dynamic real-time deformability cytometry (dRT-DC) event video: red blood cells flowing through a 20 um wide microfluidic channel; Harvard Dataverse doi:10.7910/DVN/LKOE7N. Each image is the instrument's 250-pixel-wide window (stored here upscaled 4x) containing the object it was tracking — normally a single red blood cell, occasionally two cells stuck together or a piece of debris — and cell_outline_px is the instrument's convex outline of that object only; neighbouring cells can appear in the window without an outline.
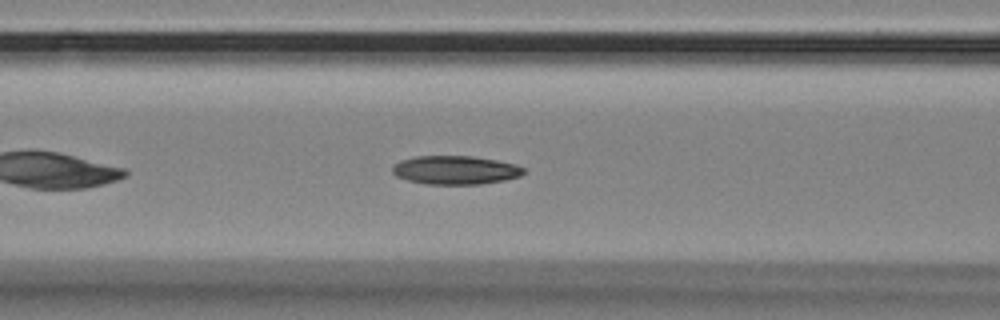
{"species": "Egyptian fruit bat (a non-hibernating species)", "species_latin": "Rousettus aegyptiacus", "temperature_condition": "room temperature", "stored_images_in_passage": 44, "camera_frame_rate_fps": 3000, "um_per_image_px": 0.085, "animal": {"sex": "female"}, "frame": {"image": 1, "passage_image": 10, "time_ms": 3.0, "image_size_px": [1000, 320], "cell_outline_px": [[524, 172], [520, 176], [504, 180], [480, 184], [424, 184], [408, 180], [396, 176], [392, 172], [392, 168], [400, 160], [416, 156], [472, 156], [496, 160], [516, 164], [524, 168]], "centroid_in_image_um": [38.7, 14.45], "position_along_channel_um": 127.9, "area_um2": 21.85}}
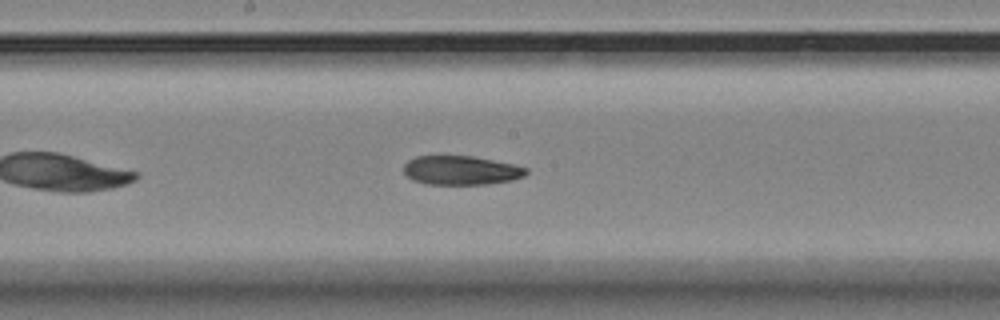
{"frame": {"image": 2, "passage_image": 17, "time_ms": 5.333, "image_size_px": [1000, 320], "cell_outline_px": [[528, 172], [524, 176], [512, 180], [488, 184], [424, 184], [412, 180], [404, 172], [404, 164], [408, 160], [416, 156], [472, 156], [512, 164], [528, 168]], "centroid_in_image_um": [39.17, 14.48], "position_along_channel_um": 209.0, "area_um2": 20.69}}
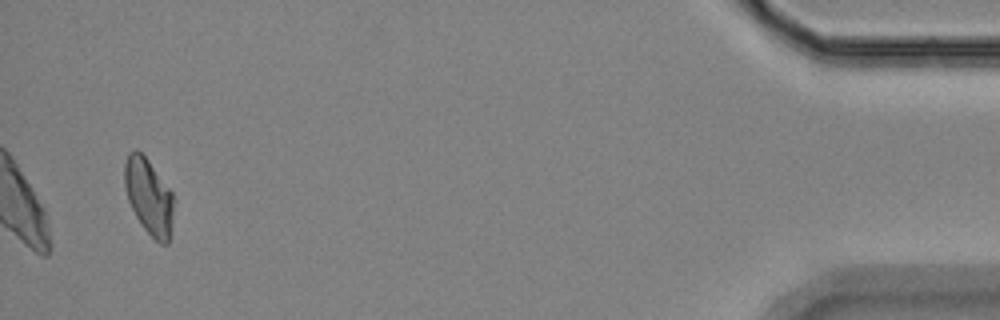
{"frame": {"image": 3, "passage_image": 42, "time_ms": 13.667, "image_size_px": [1000, 320], "cell_outline_px": [[176, 200], [172, 224], [168, 244], [160, 244], [144, 228], [136, 216], [128, 200], [124, 184], [124, 164], [128, 152], [136, 148], [148, 160], [172, 192]], "centroid_in_image_um": [12.67, 16.7], "position_along_channel_um": 422.5, "area_um2": 21.91}, "authors_computed_cell_mechanics": {"area_um2": 21.8484, "velocity_mm_per_s": 3.4711, "shape_relaxation_time_tau1_ms": null, "shape_relaxation_time_tau2_ms": 8.5591, "deformation_change_tau1": null, "deformation_change_tau2": 0.1405}}